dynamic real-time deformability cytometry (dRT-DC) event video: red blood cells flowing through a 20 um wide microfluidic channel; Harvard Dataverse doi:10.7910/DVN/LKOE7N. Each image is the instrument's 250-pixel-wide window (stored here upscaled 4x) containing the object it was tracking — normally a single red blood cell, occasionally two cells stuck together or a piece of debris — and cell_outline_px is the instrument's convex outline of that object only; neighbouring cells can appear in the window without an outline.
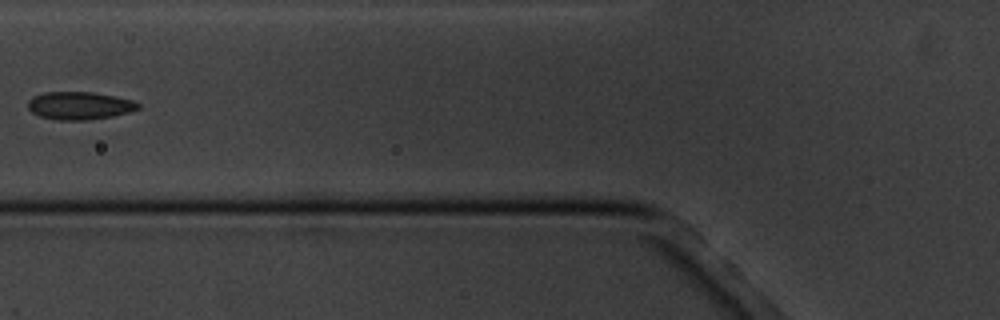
{"species": "common noctule bat (a hibernating species)", "species_latin": "Nyctalus noctula", "temperature_condition": "cold", "stored_images_in_passage": 9, "camera_frame_rate_fps": 3000, "um_per_image_px": 0.085, "animal": {"sex": "male", "body_mass_g": 20.1, "forearm_length_mm": 53.5}, "frame": {"image": 1, "passage_image": 6, "time_ms": 6.667, "image_size_px": [1000, 320], "cell_outline_px": [[140, 108], [128, 112], [112, 116], [88, 120], [56, 120], [40, 116], [32, 112], [28, 108], [28, 100], [44, 92], [92, 92], [116, 96], [136, 100], [140, 104]], "centroid_in_image_um": [6.79, 8.98], "position_along_channel_um": 119.0, "area_um2": 17.92}}
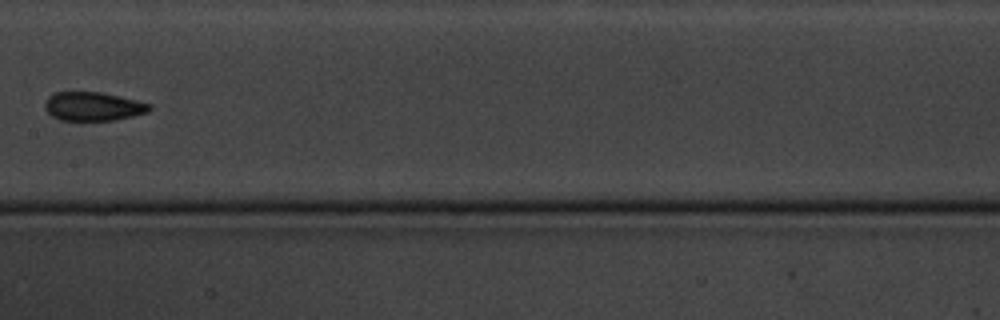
{"frame": {"image": 2, "passage_image": 8, "time_ms": 9.0, "image_size_px": [1000, 320], "cell_outline_px": [[152, 108], [148, 112], [116, 120], [60, 120], [52, 116], [44, 108], [44, 104], [48, 96], [56, 92], [100, 92], [120, 96], [152, 104]], "centroid_in_image_um": [7.92, 9.04], "position_along_channel_um": 199.5, "area_um2": 17.57}}
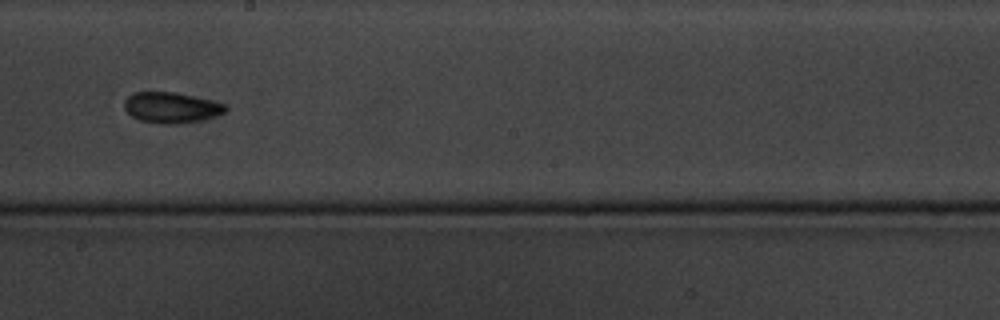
{"frame": {"image": 3, "passage_image": 9, "time_ms": 10.0, "image_size_px": [1000, 320], "cell_outline_px": [[228, 108], [224, 112], [216, 116], [200, 120], [176, 124], [160, 124], [140, 120], [132, 116], [124, 108], [124, 100], [132, 92], [176, 92], [224, 104]], "centroid_in_image_um": [14.52, 9.14], "position_along_channel_um": 233.7, "area_um2": 17.98}}